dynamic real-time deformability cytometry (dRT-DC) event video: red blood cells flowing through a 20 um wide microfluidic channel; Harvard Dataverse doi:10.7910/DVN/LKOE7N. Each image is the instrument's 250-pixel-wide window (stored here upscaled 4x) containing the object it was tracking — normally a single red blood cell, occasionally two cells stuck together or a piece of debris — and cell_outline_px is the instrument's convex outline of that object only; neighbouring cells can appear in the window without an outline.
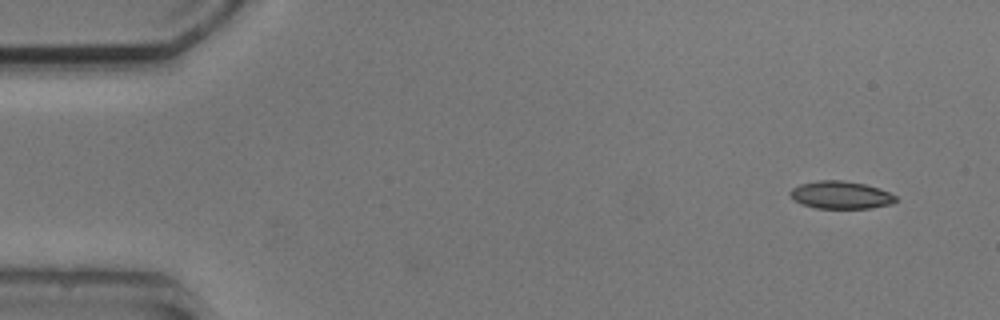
{"species": "common noctule bat (a hibernating species)", "species_latin": "Nyctalus noctula", "temperature_condition": "cold", "stored_images_in_passage": 8, "camera_frame_rate_fps": 3000, "um_per_image_px": 0.085, "animal": {"sex": "male", "body_mass_g": 20.5, "forearm_length_mm": 52.5}, "frame": {"image": 1, "passage_image": 1, "time_ms": 0.0, "image_size_px": [1000, 320], "cell_outline_px": [[896, 200], [892, 204], [872, 208], [816, 208], [800, 204], [788, 192], [792, 188], [800, 184], [820, 180], [844, 180], [864, 184], [880, 188], [896, 196]], "centroid_in_image_um": [71.47, 16.57], "position_along_channel_um": 13.5, "area_um2": 16.99}}
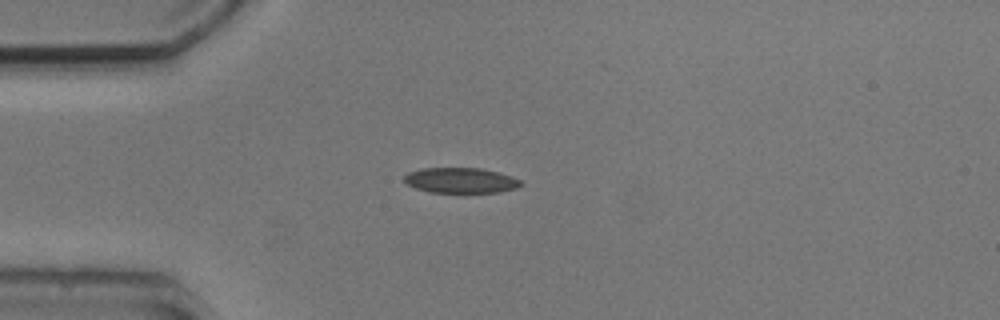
{"frame": {"image": 2, "passage_image": 4, "time_ms": 3.333, "image_size_px": [1000, 320], "cell_outline_px": [[524, 184], [516, 188], [500, 192], [432, 192], [416, 188], [408, 184], [404, 180], [404, 176], [408, 172], [424, 168], [480, 168], [500, 172], [512, 176], [520, 180]], "centroid_in_image_um": [39.2, 15.32], "position_along_channel_um": 45.8, "area_um2": 17.17}}